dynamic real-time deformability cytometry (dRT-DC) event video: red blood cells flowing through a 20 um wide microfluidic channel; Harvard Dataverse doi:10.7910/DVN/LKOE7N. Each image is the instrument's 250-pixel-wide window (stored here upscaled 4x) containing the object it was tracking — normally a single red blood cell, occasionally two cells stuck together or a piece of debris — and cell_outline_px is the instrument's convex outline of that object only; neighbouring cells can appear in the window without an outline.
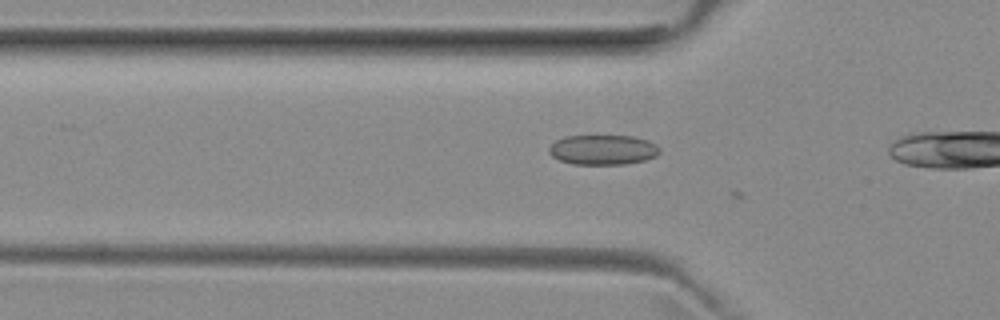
{"species": "common noctule bat (a hibernating species)", "species_latin": "Nyctalus noctula", "temperature_condition": "room temperature", "stored_images_in_passage": 5, "camera_frame_rate_fps": 3000, "um_per_image_px": 0.085, "animal": {"sex": "female", "body_mass_g": 29.2, "forearm_length_mm": 56.3}, "frame": {"image": 1, "passage_image": 4, "time_ms": 1.0, "image_size_px": [1000, 320], "cell_outline_px": [[660, 152], [656, 156], [644, 160], [624, 164], [572, 164], [560, 160], [552, 156], [548, 152], [548, 148], [556, 140], [564, 136], [636, 136], [648, 140], [656, 144], [660, 148]], "centroid_in_image_um": [51.25, 12.72], "position_along_channel_um": 74.5, "area_um2": 19.36}}